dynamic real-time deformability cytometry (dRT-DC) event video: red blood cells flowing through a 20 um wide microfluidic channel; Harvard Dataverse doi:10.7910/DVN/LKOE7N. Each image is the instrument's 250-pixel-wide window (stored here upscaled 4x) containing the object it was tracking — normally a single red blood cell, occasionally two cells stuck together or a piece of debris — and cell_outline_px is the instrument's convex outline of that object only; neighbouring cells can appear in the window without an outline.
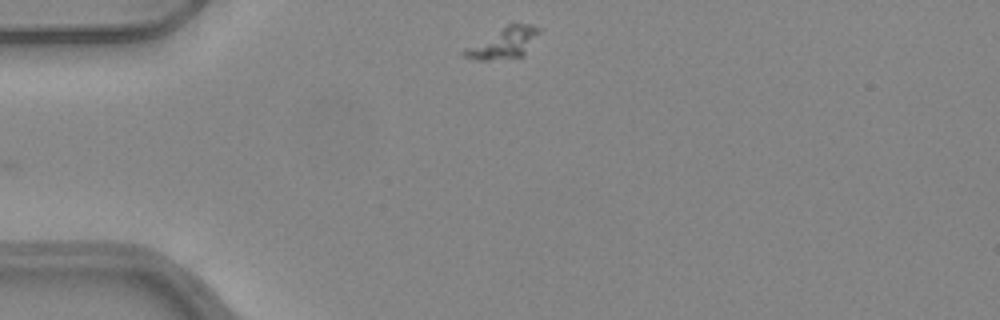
{"species": "common noctule bat (a hibernating species)", "species_latin": "Nyctalus noctula", "temperature_condition": "warm", "stored_images_in_passage": 36, "camera_frame_rate_fps": 3000, "um_per_image_px": 0.085, "animal": {"sex": "female", "body_mass_g": 24.6, "forearm_length_mm": 56.2}, "frame": {"image": 1, "passage_image": 1, "time_ms": 0.0, "image_size_px": [1000, 320], "cell_outline_px": [[540, 32], [524, 56], [488, 60], [476, 60], [464, 56], [464, 52], [468, 48], [508, 24], [532, 24], [540, 28]], "centroid_in_image_um": [42.91, 3.66], "position_along_channel_um": 42.1, "area_um2": 12.89}}
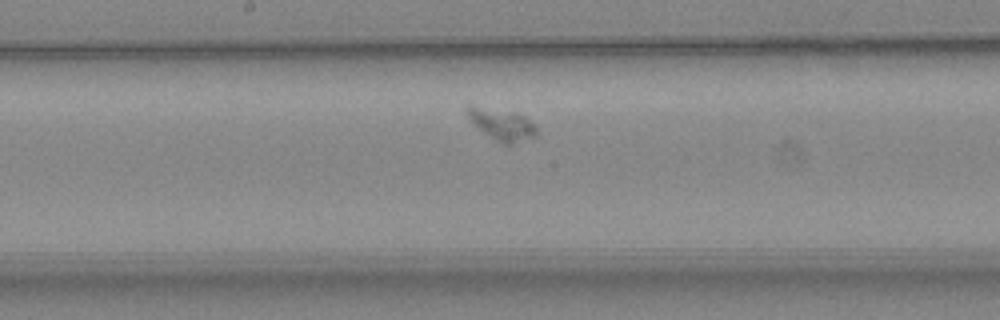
{"frame": {"image": 2, "passage_image": 16, "time_ms": 5.0, "image_size_px": [1000, 320], "cell_outline_px": [[536, 136], [512, 144], [504, 144], [496, 140], [472, 124], [468, 116], [468, 104], [520, 112], [528, 116], [536, 128]], "centroid_in_image_um": [42.68, 10.53], "position_along_channel_um": 205.5, "area_um2": 12.95}}
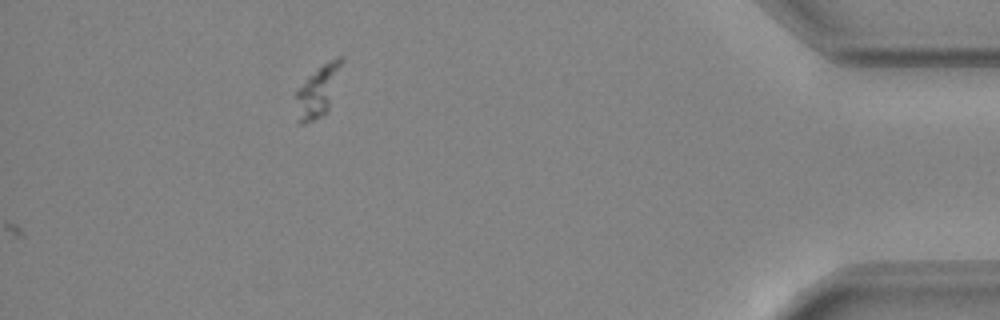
{"frame": {"image": 3, "passage_image": 36, "time_ms": 11.667, "image_size_px": [1000, 320], "cell_outline_px": [[344, 60], [328, 112], [304, 124], [300, 124], [296, 96], [296, 92], [308, 76], [324, 64], [336, 56], [344, 56]], "centroid_in_image_um": [27.08, 7.7], "position_along_channel_um": 408.1, "area_um2": 13.35}}